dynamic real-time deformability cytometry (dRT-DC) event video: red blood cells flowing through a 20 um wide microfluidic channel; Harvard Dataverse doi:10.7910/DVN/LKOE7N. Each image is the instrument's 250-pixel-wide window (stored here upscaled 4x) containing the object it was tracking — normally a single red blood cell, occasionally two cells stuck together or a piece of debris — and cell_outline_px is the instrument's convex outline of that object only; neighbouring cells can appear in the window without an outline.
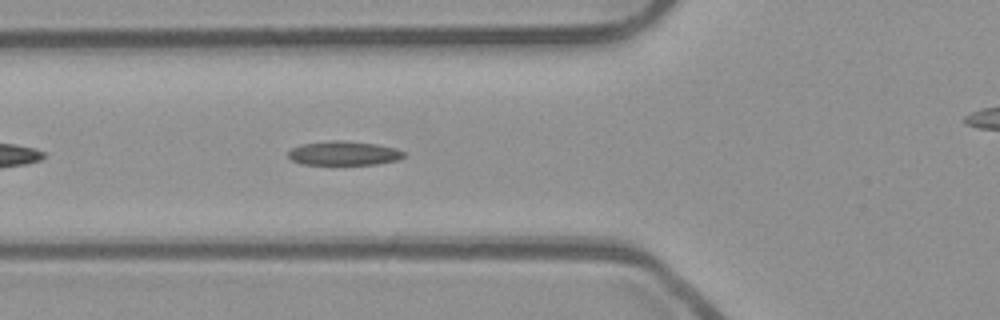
{"species": "common noctule bat (a hibernating species)", "species_latin": "Nyctalus noctula", "temperature_condition": "room temperature", "stored_images_in_passage": 41, "camera_frame_rate_fps": 3000, "um_per_image_px": 0.085, "animal": {"sex": "male", "body_mass_g": 23.1, "forearm_length_mm": 52.7}, "frame": {"image": 1, "passage_image": 6, "time_ms": 1.667, "image_size_px": [1000, 320], "cell_outline_px": [[404, 156], [400, 160], [376, 164], [300, 164], [292, 160], [288, 156], [288, 152], [292, 148], [300, 144], [332, 140], [344, 140], [376, 144], [396, 148], [404, 152]], "centroid_in_image_um": [29.22, 13.02], "position_along_channel_um": 96.6, "area_um2": 16.3}}
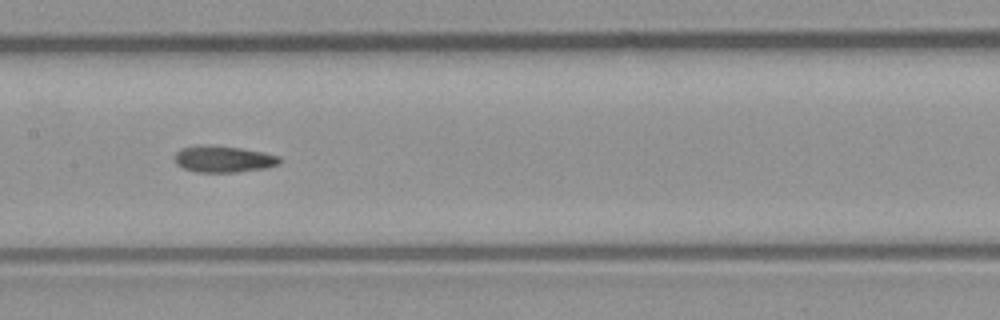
{"frame": {"image": 2, "passage_image": 13, "time_ms": 4.0, "image_size_px": [1000, 320], "cell_outline_px": [[280, 164], [264, 168], [236, 172], [196, 172], [184, 168], [176, 164], [176, 152], [180, 148], [200, 144], [240, 148], [264, 152], [280, 156]], "centroid_in_image_um": [18.99, 13.51], "position_along_channel_um": 188.4, "area_um2": 16.18}}
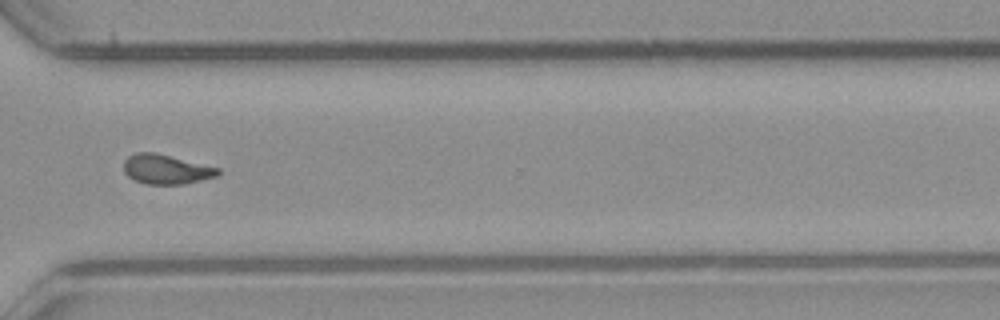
{"frame": {"image": 3, "passage_image": 26, "time_ms": 8.333, "image_size_px": [1000, 320], "cell_outline_px": [[220, 172], [216, 176], [184, 184], [144, 184], [128, 176], [124, 172], [124, 160], [128, 156], [136, 152], [152, 152], [220, 168]], "centroid_in_image_um": [14.09, 14.39], "position_along_channel_um": 356.5, "area_um2": 16.01}, "authors_computed_cell_mechanics": {"area_um2": 16.1262, "velocity_mm_per_s": 3.8892, "shape_relaxation_time_tau1_ms": 9.1265, "shape_relaxation_time_tau2_ms": 2.047, "deformation_change_tau1": 0.2084, "deformation_change_tau2": 0.0657}}